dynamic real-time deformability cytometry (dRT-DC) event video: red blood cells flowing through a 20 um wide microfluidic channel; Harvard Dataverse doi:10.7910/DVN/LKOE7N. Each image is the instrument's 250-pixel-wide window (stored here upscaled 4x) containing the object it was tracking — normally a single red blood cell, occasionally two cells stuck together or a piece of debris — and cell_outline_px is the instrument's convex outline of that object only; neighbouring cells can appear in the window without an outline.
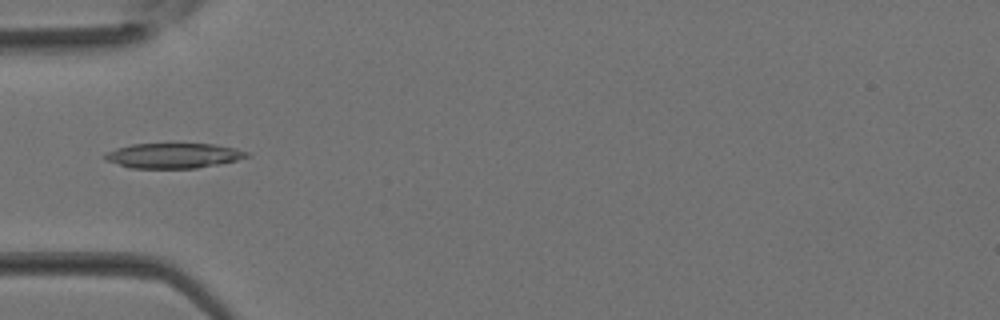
{"species": "Egyptian fruit bat (a non-hibernating species)", "species_latin": "Rousettus aegyptiacus", "temperature_condition": "room temperature", "stored_images_in_passage": 35, "camera_frame_rate_fps": 3000, "um_per_image_px": 0.085, "animal": {"sex": "female"}, "frame": {"image": 1, "passage_image": 11, "time_ms": 3.333, "image_size_px": [1000, 320], "cell_outline_px": [[252, 156], [220, 164], [196, 168], [128, 168], [104, 160], [100, 156], [104, 152], [116, 148], [132, 144], [212, 144], [236, 148], [252, 152]], "centroid_in_image_um": [14.72, 13.23], "position_along_channel_um": 70.3, "area_um2": 21.1}}
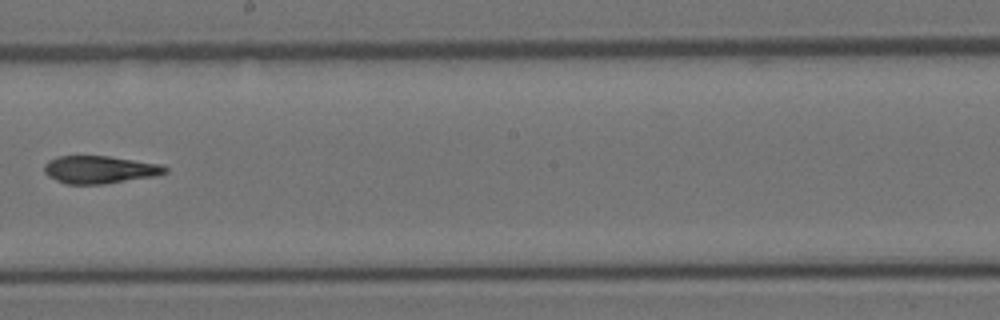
{"frame": {"image": 2, "passage_image": 20, "time_ms": 6.333, "image_size_px": [1000, 320], "cell_outline_px": [[168, 172], [156, 176], [104, 184], [64, 184], [48, 176], [44, 172], [44, 164], [48, 160], [56, 156], [108, 156], [160, 164], [168, 168]], "centroid_in_image_um": [8.45, 14.42], "position_along_channel_um": 239.7, "area_um2": 19.59}}
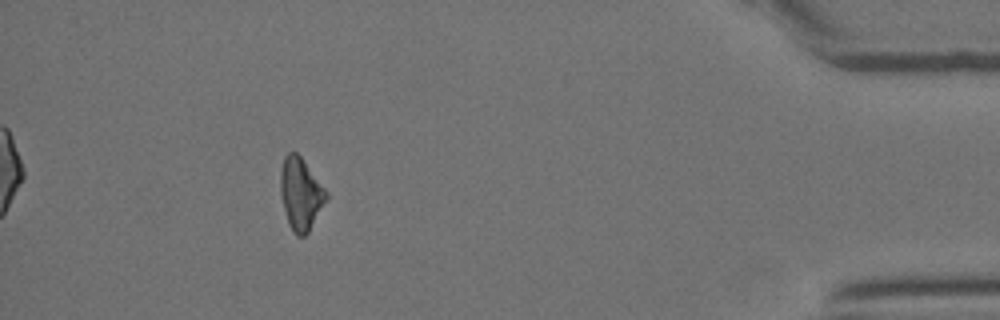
{"frame": {"image": 3, "passage_image": 32, "time_ms": 10.333, "image_size_px": [1000, 320], "cell_outline_px": [[328, 196], [308, 232], [304, 236], [296, 236], [292, 232], [288, 224], [280, 196], [280, 172], [284, 156], [288, 152], [296, 152], [300, 156], [328, 192]], "centroid_in_image_um": [25.53, 16.48], "position_along_channel_um": 409.7, "area_um2": 19.19}}